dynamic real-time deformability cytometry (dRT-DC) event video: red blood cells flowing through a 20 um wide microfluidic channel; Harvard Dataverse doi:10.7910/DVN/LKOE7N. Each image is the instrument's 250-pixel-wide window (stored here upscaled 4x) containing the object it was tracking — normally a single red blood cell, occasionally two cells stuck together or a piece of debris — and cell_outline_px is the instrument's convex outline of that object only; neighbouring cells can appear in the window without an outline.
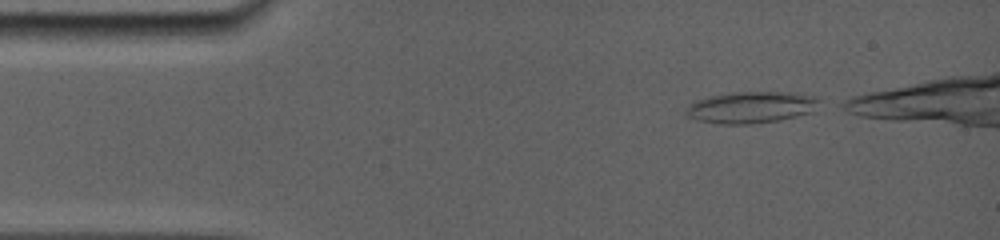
{"species": "common noctule bat (a hibernating species)", "species_latin": "Nyctalus noctula", "temperature_condition": "room temperature", "stored_images_in_passage": 38, "camera_frame_rate_fps": 5000, "um_per_image_px": 0.085, "animal": {"sex": "female", "body_mass_g": 19.0, "forearm_length_mm": 56.7}, "frame": {"image": 1, "passage_image": 1, "time_ms": 0.0, "image_size_px": [1000, 240], "cell_outline_px": [[820, 100], [816, 112], [780, 120], [752, 124], [720, 124], [696, 120], [684, 116], [684, 108], [688, 104], [696, 100], [708, 96], [732, 92], [792, 92], [820, 96]], "centroid_in_image_um": [63.86, 9.12], "position_along_channel_um": 21.1, "area_um2": 25.32}}
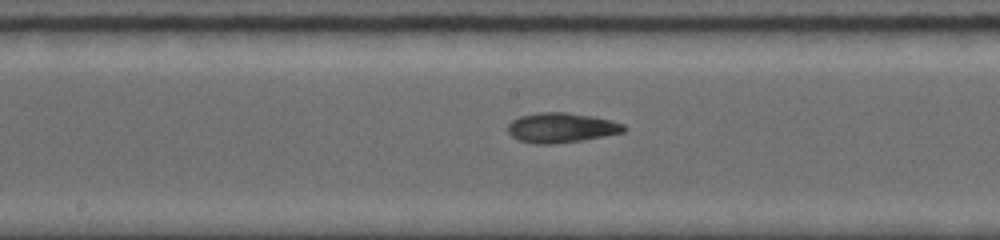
{"frame": {"image": 2, "passage_image": 20, "time_ms": 6.4, "image_size_px": [1000, 240], "cell_outline_px": [[628, 128], [624, 132], [584, 140], [556, 144], [532, 144], [520, 140], [512, 136], [508, 132], [508, 124], [512, 120], [520, 116], [540, 112], [568, 112], [592, 116], [612, 120], [624, 124]], "centroid_in_image_um": [47.74, 10.86], "position_along_channel_um": 200.5, "area_um2": 20.4}}
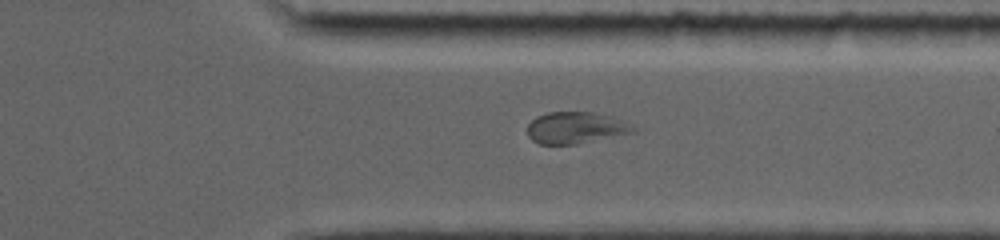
{"frame": {"image": 3, "passage_image": 33, "time_ms": 10.6, "image_size_px": [1000, 240], "cell_outline_px": [[636, 132], [576, 144], [540, 144], [532, 140], [528, 136], [528, 124], [536, 116], [548, 112], [592, 112], [612, 116], [632, 124], [636, 128]], "centroid_in_image_um": [48.95, 10.85], "position_along_channel_um": 362.4, "area_um2": 19.59}}